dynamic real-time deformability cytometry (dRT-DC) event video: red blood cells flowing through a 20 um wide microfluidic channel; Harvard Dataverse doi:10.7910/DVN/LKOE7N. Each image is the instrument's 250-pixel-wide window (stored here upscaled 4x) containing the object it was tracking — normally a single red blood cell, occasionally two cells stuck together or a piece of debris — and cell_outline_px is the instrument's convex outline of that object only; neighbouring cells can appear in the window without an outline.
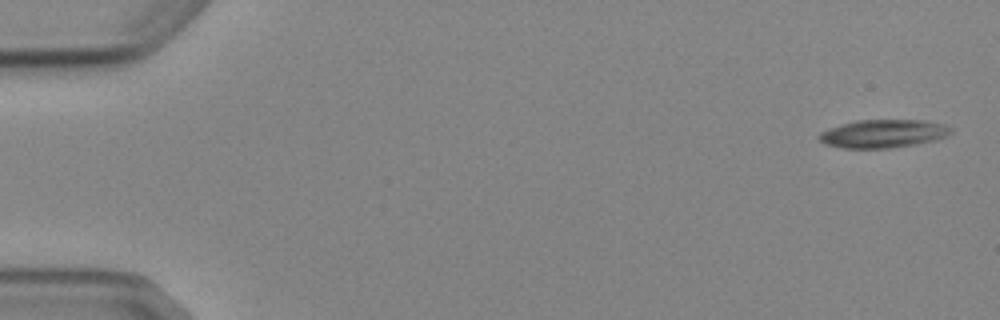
{"species": "Egyptian fruit bat (a non-hibernating species)", "species_latin": "Rousettus aegyptiacus", "temperature_condition": "cold", "stored_images_in_passage": 5, "camera_frame_rate_fps": 3000, "um_per_image_px": 0.085, "animal": {"sex": "female"}, "frame": {"image": 1, "passage_image": 1, "time_ms": 0.0, "image_size_px": [1000, 320], "cell_outline_px": [[952, 132], [936, 140], [888, 148], [840, 148], [824, 144], [816, 136], [820, 132], [828, 128], [840, 124], [856, 120], [924, 120], [944, 124], [952, 128]], "centroid_in_image_um": [75.01, 11.35], "position_along_channel_um": 10.0, "area_um2": 21.68}}
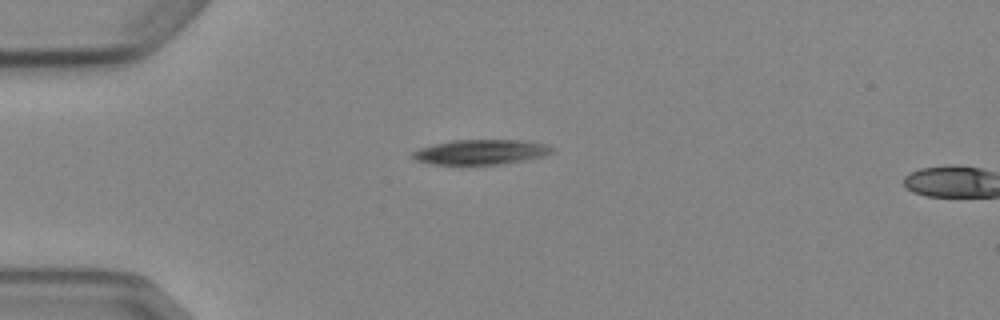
{"frame": {"image": 2, "passage_image": 4, "time_ms": 4.0, "image_size_px": [1000, 320], "cell_outline_px": [[556, 148], [552, 152], [544, 156], [504, 164], [432, 164], [416, 160], [412, 156], [412, 152], [420, 148], [452, 140], [520, 140], [548, 144]], "centroid_in_image_um": [40.93, 12.92], "position_along_channel_um": 44.1, "area_um2": 20.17}}